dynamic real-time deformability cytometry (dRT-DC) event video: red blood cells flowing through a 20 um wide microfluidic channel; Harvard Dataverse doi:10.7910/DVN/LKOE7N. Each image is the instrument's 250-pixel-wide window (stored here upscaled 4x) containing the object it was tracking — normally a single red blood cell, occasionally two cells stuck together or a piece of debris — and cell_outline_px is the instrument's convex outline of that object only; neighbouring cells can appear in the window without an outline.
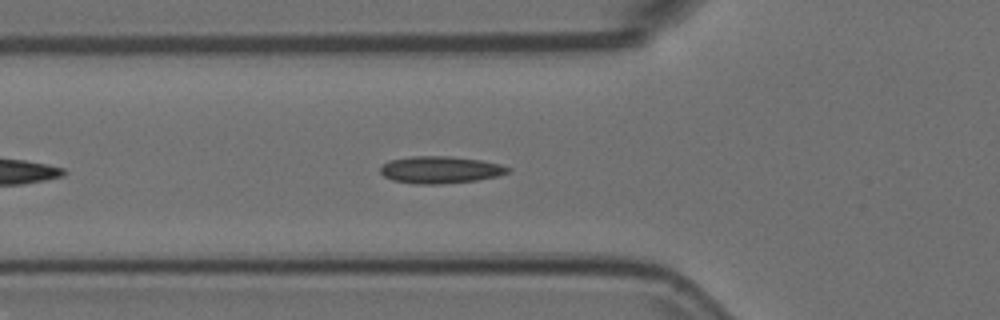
{"species": "Egyptian fruit bat (a non-hibernating species)", "species_latin": "Rousettus aegyptiacus", "temperature_condition": "room temperature", "stored_images_in_passage": 28, "camera_frame_rate_fps": 3000, "um_per_image_px": 0.085, "animal": {"sex": "female"}, "frame": {"image": 1, "passage_image": 7, "time_ms": 2.0, "image_size_px": [1000, 320], "cell_outline_px": [[512, 172], [496, 176], [476, 180], [440, 184], [416, 184], [392, 180], [384, 176], [380, 172], [380, 168], [388, 160], [412, 156], [448, 156], [480, 160], [500, 164], [512, 168]], "centroid_in_image_um": [37.43, 14.43], "position_along_channel_um": 88.4, "area_um2": 20.17}}
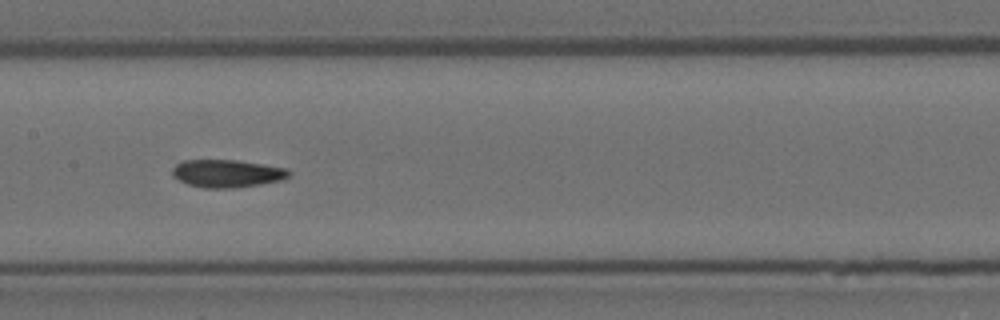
{"frame": {"image": 2, "passage_image": 15, "time_ms": 4.667, "image_size_px": [1000, 320], "cell_outline_px": [[292, 172], [288, 176], [280, 180], [260, 184], [236, 188], [204, 188], [188, 184], [172, 176], [172, 168], [176, 164], [184, 160], [236, 160], [288, 168]], "centroid_in_image_um": [19.29, 14.74], "position_along_channel_um": 188.1, "area_um2": 18.84}}
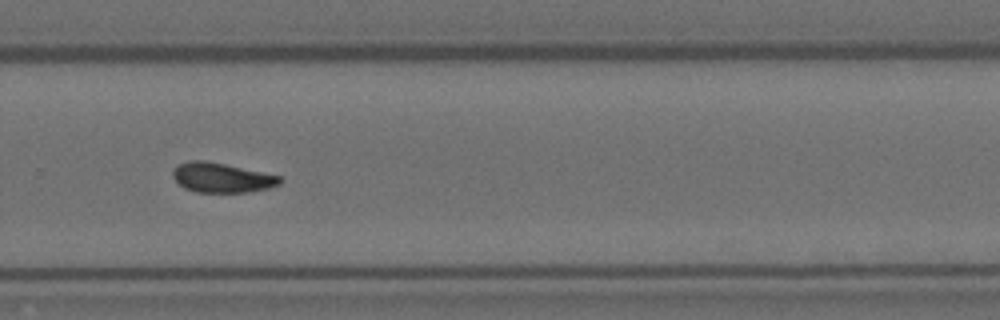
{"frame": {"image": 3, "passage_image": 25, "time_ms": 8.0, "image_size_px": [1000, 320], "cell_outline_px": [[284, 180], [280, 184], [268, 188], [248, 192], [196, 192], [184, 188], [172, 176], [172, 172], [176, 164], [188, 160], [204, 160], [224, 164], [280, 176]], "centroid_in_image_um": [18.82, 15.1], "position_along_channel_um": 311.0, "area_um2": 18.5}}